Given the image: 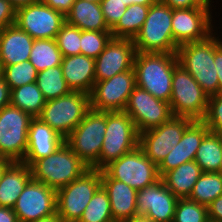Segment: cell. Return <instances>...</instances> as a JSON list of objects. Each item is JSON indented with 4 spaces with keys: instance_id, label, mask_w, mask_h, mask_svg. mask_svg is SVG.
Masks as SVG:
<instances>
[{
    "instance_id": "6da1fadb",
    "label": "cell",
    "mask_w": 222,
    "mask_h": 222,
    "mask_svg": "<svg viewBox=\"0 0 222 222\" xmlns=\"http://www.w3.org/2000/svg\"><path fill=\"white\" fill-rule=\"evenodd\" d=\"M178 64L176 53L136 52L133 69L136 85L159 100L170 102L172 76Z\"/></svg>"
},
{
    "instance_id": "7a4b0ae2",
    "label": "cell",
    "mask_w": 222,
    "mask_h": 222,
    "mask_svg": "<svg viewBox=\"0 0 222 222\" xmlns=\"http://www.w3.org/2000/svg\"><path fill=\"white\" fill-rule=\"evenodd\" d=\"M30 169L33 180L57 191L81 177L90 167L64 142L53 154L36 160Z\"/></svg>"
},
{
    "instance_id": "3957f363",
    "label": "cell",
    "mask_w": 222,
    "mask_h": 222,
    "mask_svg": "<svg viewBox=\"0 0 222 222\" xmlns=\"http://www.w3.org/2000/svg\"><path fill=\"white\" fill-rule=\"evenodd\" d=\"M178 64L197 81L208 97L219 93L215 57V32L206 39L177 48Z\"/></svg>"
},
{
    "instance_id": "277c9868",
    "label": "cell",
    "mask_w": 222,
    "mask_h": 222,
    "mask_svg": "<svg viewBox=\"0 0 222 222\" xmlns=\"http://www.w3.org/2000/svg\"><path fill=\"white\" fill-rule=\"evenodd\" d=\"M133 42L136 52L176 53L178 46L172 33V8L160 0L152 4Z\"/></svg>"
},
{
    "instance_id": "5b68a950",
    "label": "cell",
    "mask_w": 222,
    "mask_h": 222,
    "mask_svg": "<svg viewBox=\"0 0 222 222\" xmlns=\"http://www.w3.org/2000/svg\"><path fill=\"white\" fill-rule=\"evenodd\" d=\"M139 146V133L132 118L124 111L106 112V130L99 161L92 169L102 170L111 161Z\"/></svg>"
},
{
    "instance_id": "8992f818",
    "label": "cell",
    "mask_w": 222,
    "mask_h": 222,
    "mask_svg": "<svg viewBox=\"0 0 222 222\" xmlns=\"http://www.w3.org/2000/svg\"><path fill=\"white\" fill-rule=\"evenodd\" d=\"M90 109V95L71 91L68 95L47 100L38 118L65 139Z\"/></svg>"
},
{
    "instance_id": "52a82bcc",
    "label": "cell",
    "mask_w": 222,
    "mask_h": 222,
    "mask_svg": "<svg viewBox=\"0 0 222 222\" xmlns=\"http://www.w3.org/2000/svg\"><path fill=\"white\" fill-rule=\"evenodd\" d=\"M170 108L173 116L203 120L208 106V95L197 81L177 64L172 76Z\"/></svg>"
},
{
    "instance_id": "ba28073f",
    "label": "cell",
    "mask_w": 222,
    "mask_h": 222,
    "mask_svg": "<svg viewBox=\"0 0 222 222\" xmlns=\"http://www.w3.org/2000/svg\"><path fill=\"white\" fill-rule=\"evenodd\" d=\"M106 130V112L90 109L64 142L90 168L100 157Z\"/></svg>"
},
{
    "instance_id": "9c48e42d",
    "label": "cell",
    "mask_w": 222,
    "mask_h": 222,
    "mask_svg": "<svg viewBox=\"0 0 222 222\" xmlns=\"http://www.w3.org/2000/svg\"><path fill=\"white\" fill-rule=\"evenodd\" d=\"M101 187V170L90 168L56 191L57 214L64 222H78L92 196Z\"/></svg>"
},
{
    "instance_id": "30bf717a",
    "label": "cell",
    "mask_w": 222,
    "mask_h": 222,
    "mask_svg": "<svg viewBox=\"0 0 222 222\" xmlns=\"http://www.w3.org/2000/svg\"><path fill=\"white\" fill-rule=\"evenodd\" d=\"M33 117L10 105L0 110V155L11 162H22L27 146L28 131Z\"/></svg>"
},
{
    "instance_id": "8fae6325",
    "label": "cell",
    "mask_w": 222,
    "mask_h": 222,
    "mask_svg": "<svg viewBox=\"0 0 222 222\" xmlns=\"http://www.w3.org/2000/svg\"><path fill=\"white\" fill-rule=\"evenodd\" d=\"M103 170L113 179L138 190L157 182L161 177L158 166L138 146L133 151L111 161Z\"/></svg>"
},
{
    "instance_id": "7c38bea8",
    "label": "cell",
    "mask_w": 222,
    "mask_h": 222,
    "mask_svg": "<svg viewBox=\"0 0 222 222\" xmlns=\"http://www.w3.org/2000/svg\"><path fill=\"white\" fill-rule=\"evenodd\" d=\"M193 121L188 117L172 116L160 126L139 133V147L158 166Z\"/></svg>"
},
{
    "instance_id": "4fadbf2b",
    "label": "cell",
    "mask_w": 222,
    "mask_h": 222,
    "mask_svg": "<svg viewBox=\"0 0 222 222\" xmlns=\"http://www.w3.org/2000/svg\"><path fill=\"white\" fill-rule=\"evenodd\" d=\"M135 86L133 68L107 80L97 81L90 93V108L103 112L124 111Z\"/></svg>"
},
{
    "instance_id": "5bb4252c",
    "label": "cell",
    "mask_w": 222,
    "mask_h": 222,
    "mask_svg": "<svg viewBox=\"0 0 222 222\" xmlns=\"http://www.w3.org/2000/svg\"><path fill=\"white\" fill-rule=\"evenodd\" d=\"M65 16L42 0L16 9L15 24L33 39H55Z\"/></svg>"
},
{
    "instance_id": "9a60e30c",
    "label": "cell",
    "mask_w": 222,
    "mask_h": 222,
    "mask_svg": "<svg viewBox=\"0 0 222 222\" xmlns=\"http://www.w3.org/2000/svg\"><path fill=\"white\" fill-rule=\"evenodd\" d=\"M124 112L132 118L138 133L160 126L173 116L170 103L157 99L137 85L129 96Z\"/></svg>"
},
{
    "instance_id": "2e32d148",
    "label": "cell",
    "mask_w": 222,
    "mask_h": 222,
    "mask_svg": "<svg viewBox=\"0 0 222 222\" xmlns=\"http://www.w3.org/2000/svg\"><path fill=\"white\" fill-rule=\"evenodd\" d=\"M212 7L172 9V33L177 46L206 39L214 32Z\"/></svg>"
},
{
    "instance_id": "e0dca14e",
    "label": "cell",
    "mask_w": 222,
    "mask_h": 222,
    "mask_svg": "<svg viewBox=\"0 0 222 222\" xmlns=\"http://www.w3.org/2000/svg\"><path fill=\"white\" fill-rule=\"evenodd\" d=\"M13 211L18 222H32L57 212L56 190L31 179L24 187Z\"/></svg>"
},
{
    "instance_id": "ac0fdd59",
    "label": "cell",
    "mask_w": 222,
    "mask_h": 222,
    "mask_svg": "<svg viewBox=\"0 0 222 222\" xmlns=\"http://www.w3.org/2000/svg\"><path fill=\"white\" fill-rule=\"evenodd\" d=\"M178 200L160 178L137 191V212L153 222H172Z\"/></svg>"
},
{
    "instance_id": "d6986e66",
    "label": "cell",
    "mask_w": 222,
    "mask_h": 222,
    "mask_svg": "<svg viewBox=\"0 0 222 222\" xmlns=\"http://www.w3.org/2000/svg\"><path fill=\"white\" fill-rule=\"evenodd\" d=\"M136 54L132 39L111 38L95 59V82L107 80L118 73L131 70Z\"/></svg>"
},
{
    "instance_id": "ffe728a7",
    "label": "cell",
    "mask_w": 222,
    "mask_h": 222,
    "mask_svg": "<svg viewBox=\"0 0 222 222\" xmlns=\"http://www.w3.org/2000/svg\"><path fill=\"white\" fill-rule=\"evenodd\" d=\"M209 131V128L202 120H194L185 129L178 144L158 165L159 176L162 177L166 172L179 167L183 163L193 161L201 141Z\"/></svg>"
},
{
    "instance_id": "44dd1931",
    "label": "cell",
    "mask_w": 222,
    "mask_h": 222,
    "mask_svg": "<svg viewBox=\"0 0 222 222\" xmlns=\"http://www.w3.org/2000/svg\"><path fill=\"white\" fill-rule=\"evenodd\" d=\"M101 186L109 197L114 222H122L138 216L136 189L111 178L103 169L101 170Z\"/></svg>"
},
{
    "instance_id": "7402d4cb",
    "label": "cell",
    "mask_w": 222,
    "mask_h": 222,
    "mask_svg": "<svg viewBox=\"0 0 222 222\" xmlns=\"http://www.w3.org/2000/svg\"><path fill=\"white\" fill-rule=\"evenodd\" d=\"M64 143V138L38 117L30 122L28 146L23 163L29 167L40 158L53 154Z\"/></svg>"
},
{
    "instance_id": "603a6c76",
    "label": "cell",
    "mask_w": 222,
    "mask_h": 222,
    "mask_svg": "<svg viewBox=\"0 0 222 222\" xmlns=\"http://www.w3.org/2000/svg\"><path fill=\"white\" fill-rule=\"evenodd\" d=\"M34 39L16 24L0 29V63L2 66L29 60Z\"/></svg>"
},
{
    "instance_id": "cb8c5ba5",
    "label": "cell",
    "mask_w": 222,
    "mask_h": 222,
    "mask_svg": "<svg viewBox=\"0 0 222 222\" xmlns=\"http://www.w3.org/2000/svg\"><path fill=\"white\" fill-rule=\"evenodd\" d=\"M61 67L67 86L73 92L90 95L95 84V59L83 54L63 57Z\"/></svg>"
},
{
    "instance_id": "d4e9b609",
    "label": "cell",
    "mask_w": 222,
    "mask_h": 222,
    "mask_svg": "<svg viewBox=\"0 0 222 222\" xmlns=\"http://www.w3.org/2000/svg\"><path fill=\"white\" fill-rule=\"evenodd\" d=\"M31 179V169L27 164L11 162L5 168L0 179V206L13 208Z\"/></svg>"
},
{
    "instance_id": "484cf974",
    "label": "cell",
    "mask_w": 222,
    "mask_h": 222,
    "mask_svg": "<svg viewBox=\"0 0 222 222\" xmlns=\"http://www.w3.org/2000/svg\"><path fill=\"white\" fill-rule=\"evenodd\" d=\"M66 22L87 31H111L105 22L100 3L87 0H75Z\"/></svg>"
},
{
    "instance_id": "4316f807",
    "label": "cell",
    "mask_w": 222,
    "mask_h": 222,
    "mask_svg": "<svg viewBox=\"0 0 222 222\" xmlns=\"http://www.w3.org/2000/svg\"><path fill=\"white\" fill-rule=\"evenodd\" d=\"M201 174V168L193 160L169 170L161 178L177 198H188Z\"/></svg>"
},
{
    "instance_id": "83f0119b",
    "label": "cell",
    "mask_w": 222,
    "mask_h": 222,
    "mask_svg": "<svg viewBox=\"0 0 222 222\" xmlns=\"http://www.w3.org/2000/svg\"><path fill=\"white\" fill-rule=\"evenodd\" d=\"M194 161L199 165L202 172H221V135L209 131L201 141Z\"/></svg>"
},
{
    "instance_id": "f1b7e54d",
    "label": "cell",
    "mask_w": 222,
    "mask_h": 222,
    "mask_svg": "<svg viewBox=\"0 0 222 222\" xmlns=\"http://www.w3.org/2000/svg\"><path fill=\"white\" fill-rule=\"evenodd\" d=\"M151 5L132 4L111 29L113 38L132 39L140 32Z\"/></svg>"
},
{
    "instance_id": "f546056e",
    "label": "cell",
    "mask_w": 222,
    "mask_h": 222,
    "mask_svg": "<svg viewBox=\"0 0 222 222\" xmlns=\"http://www.w3.org/2000/svg\"><path fill=\"white\" fill-rule=\"evenodd\" d=\"M45 103L46 99L36 82L11 90L10 104L30 114L33 118L41 114Z\"/></svg>"
},
{
    "instance_id": "4dcf8cb0",
    "label": "cell",
    "mask_w": 222,
    "mask_h": 222,
    "mask_svg": "<svg viewBox=\"0 0 222 222\" xmlns=\"http://www.w3.org/2000/svg\"><path fill=\"white\" fill-rule=\"evenodd\" d=\"M63 55L55 39H34L29 62L37 72L61 66Z\"/></svg>"
},
{
    "instance_id": "1f68e13d",
    "label": "cell",
    "mask_w": 222,
    "mask_h": 222,
    "mask_svg": "<svg viewBox=\"0 0 222 222\" xmlns=\"http://www.w3.org/2000/svg\"><path fill=\"white\" fill-rule=\"evenodd\" d=\"M222 195V172H202L188 199L208 206Z\"/></svg>"
},
{
    "instance_id": "d6a6232c",
    "label": "cell",
    "mask_w": 222,
    "mask_h": 222,
    "mask_svg": "<svg viewBox=\"0 0 222 222\" xmlns=\"http://www.w3.org/2000/svg\"><path fill=\"white\" fill-rule=\"evenodd\" d=\"M36 83L46 101L68 95L71 92L63 77L61 66L38 72Z\"/></svg>"
},
{
    "instance_id": "836d02e7",
    "label": "cell",
    "mask_w": 222,
    "mask_h": 222,
    "mask_svg": "<svg viewBox=\"0 0 222 222\" xmlns=\"http://www.w3.org/2000/svg\"><path fill=\"white\" fill-rule=\"evenodd\" d=\"M78 222H114L110 200L102 186L92 196Z\"/></svg>"
},
{
    "instance_id": "e575fe53",
    "label": "cell",
    "mask_w": 222,
    "mask_h": 222,
    "mask_svg": "<svg viewBox=\"0 0 222 222\" xmlns=\"http://www.w3.org/2000/svg\"><path fill=\"white\" fill-rule=\"evenodd\" d=\"M37 70L29 62L17 63L8 66H2V78L8 84L10 89L36 82Z\"/></svg>"
},
{
    "instance_id": "d590c367",
    "label": "cell",
    "mask_w": 222,
    "mask_h": 222,
    "mask_svg": "<svg viewBox=\"0 0 222 222\" xmlns=\"http://www.w3.org/2000/svg\"><path fill=\"white\" fill-rule=\"evenodd\" d=\"M172 222H209L208 206L179 198Z\"/></svg>"
},
{
    "instance_id": "8d00e7d4",
    "label": "cell",
    "mask_w": 222,
    "mask_h": 222,
    "mask_svg": "<svg viewBox=\"0 0 222 222\" xmlns=\"http://www.w3.org/2000/svg\"><path fill=\"white\" fill-rule=\"evenodd\" d=\"M81 30L65 22L58 34L56 43L63 57L81 54Z\"/></svg>"
},
{
    "instance_id": "74e56055",
    "label": "cell",
    "mask_w": 222,
    "mask_h": 222,
    "mask_svg": "<svg viewBox=\"0 0 222 222\" xmlns=\"http://www.w3.org/2000/svg\"><path fill=\"white\" fill-rule=\"evenodd\" d=\"M111 38V31L81 30V54L96 59Z\"/></svg>"
},
{
    "instance_id": "f35d334b",
    "label": "cell",
    "mask_w": 222,
    "mask_h": 222,
    "mask_svg": "<svg viewBox=\"0 0 222 222\" xmlns=\"http://www.w3.org/2000/svg\"><path fill=\"white\" fill-rule=\"evenodd\" d=\"M202 121L211 132L222 135V93L209 97L206 115Z\"/></svg>"
},
{
    "instance_id": "ab89813d",
    "label": "cell",
    "mask_w": 222,
    "mask_h": 222,
    "mask_svg": "<svg viewBox=\"0 0 222 222\" xmlns=\"http://www.w3.org/2000/svg\"><path fill=\"white\" fill-rule=\"evenodd\" d=\"M106 24L112 29L127 9L122 0H102L100 2Z\"/></svg>"
},
{
    "instance_id": "60d3db41",
    "label": "cell",
    "mask_w": 222,
    "mask_h": 222,
    "mask_svg": "<svg viewBox=\"0 0 222 222\" xmlns=\"http://www.w3.org/2000/svg\"><path fill=\"white\" fill-rule=\"evenodd\" d=\"M16 9L9 0H0V29L15 24Z\"/></svg>"
},
{
    "instance_id": "b9f144b4",
    "label": "cell",
    "mask_w": 222,
    "mask_h": 222,
    "mask_svg": "<svg viewBox=\"0 0 222 222\" xmlns=\"http://www.w3.org/2000/svg\"><path fill=\"white\" fill-rule=\"evenodd\" d=\"M215 32V57L214 63L217 69V77L219 83V93H222V38L216 36ZM220 37V38H219Z\"/></svg>"
},
{
    "instance_id": "7bdbcfd3",
    "label": "cell",
    "mask_w": 222,
    "mask_h": 222,
    "mask_svg": "<svg viewBox=\"0 0 222 222\" xmlns=\"http://www.w3.org/2000/svg\"><path fill=\"white\" fill-rule=\"evenodd\" d=\"M172 9L193 8V7H210L205 5L201 0H160Z\"/></svg>"
},
{
    "instance_id": "ee69618b",
    "label": "cell",
    "mask_w": 222,
    "mask_h": 222,
    "mask_svg": "<svg viewBox=\"0 0 222 222\" xmlns=\"http://www.w3.org/2000/svg\"><path fill=\"white\" fill-rule=\"evenodd\" d=\"M209 222H222V195L208 205Z\"/></svg>"
},
{
    "instance_id": "f6af8a7d",
    "label": "cell",
    "mask_w": 222,
    "mask_h": 222,
    "mask_svg": "<svg viewBox=\"0 0 222 222\" xmlns=\"http://www.w3.org/2000/svg\"><path fill=\"white\" fill-rule=\"evenodd\" d=\"M47 6L51 7L66 16L75 0H42Z\"/></svg>"
},
{
    "instance_id": "bcb514c9",
    "label": "cell",
    "mask_w": 222,
    "mask_h": 222,
    "mask_svg": "<svg viewBox=\"0 0 222 222\" xmlns=\"http://www.w3.org/2000/svg\"><path fill=\"white\" fill-rule=\"evenodd\" d=\"M11 89L8 84L0 78V110L7 105H10Z\"/></svg>"
},
{
    "instance_id": "7dc6e473",
    "label": "cell",
    "mask_w": 222,
    "mask_h": 222,
    "mask_svg": "<svg viewBox=\"0 0 222 222\" xmlns=\"http://www.w3.org/2000/svg\"><path fill=\"white\" fill-rule=\"evenodd\" d=\"M0 222H18L13 208L0 206Z\"/></svg>"
},
{
    "instance_id": "c3c4849f",
    "label": "cell",
    "mask_w": 222,
    "mask_h": 222,
    "mask_svg": "<svg viewBox=\"0 0 222 222\" xmlns=\"http://www.w3.org/2000/svg\"><path fill=\"white\" fill-rule=\"evenodd\" d=\"M32 222H64V220L56 212L50 216L40 218Z\"/></svg>"
},
{
    "instance_id": "681fc988",
    "label": "cell",
    "mask_w": 222,
    "mask_h": 222,
    "mask_svg": "<svg viewBox=\"0 0 222 222\" xmlns=\"http://www.w3.org/2000/svg\"><path fill=\"white\" fill-rule=\"evenodd\" d=\"M9 1L15 9H18L20 7L29 5L31 3L38 2L40 0H9Z\"/></svg>"
},
{
    "instance_id": "f907efd6",
    "label": "cell",
    "mask_w": 222,
    "mask_h": 222,
    "mask_svg": "<svg viewBox=\"0 0 222 222\" xmlns=\"http://www.w3.org/2000/svg\"><path fill=\"white\" fill-rule=\"evenodd\" d=\"M124 4L128 7L132 4H141V5H152L157 0H122Z\"/></svg>"
},
{
    "instance_id": "816d5d0a",
    "label": "cell",
    "mask_w": 222,
    "mask_h": 222,
    "mask_svg": "<svg viewBox=\"0 0 222 222\" xmlns=\"http://www.w3.org/2000/svg\"><path fill=\"white\" fill-rule=\"evenodd\" d=\"M122 222H153V221L150 220L149 218H146L145 216L138 215V216L132 217L131 219L124 220Z\"/></svg>"
},
{
    "instance_id": "f5cc1de1",
    "label": "cell",
    "mask_w": 222,
    "mask_h": 222,
    "mask_svg": "<svg viewBox=\"0 0 222 222\" xmlns=\"http://www.w3.org/2000/svg\"><path fill=\"white\" fill-rule=\"evenodd\" d=\"M11 163V161L7 160V159H2L0 161V179H1V176L5 170V168Z\"/></svg>"
},
{
    "instance_id": "db71d44e",
    "label": "cell",
    "mask_w": 222,
    "mask_h": 222,
    "mask_svg": "<svg viewBox=\"0 0 222 222\" xmlns=\"http://www.w3.org/2000/svg\"><path fill=\"white\" fill-rule=\"evenodd\" d=\"M201 1L207 6H211V4H212V3H210V2H212L211 0H201Z\"/></svg>"
},
{
    "instance_id": "11a10c76",
    "label": "cell",
    "mask_w": 222,
    "mask_h": 222,
    "mask_svg": "<svg viewBox=\"0 0 222 222\" xmlns=\"http://www.w3.org/2000/svg\"><path fill=\"white\" fill-rule=\"evenodd\" d=\"M89 2H93V3H100L102 0H87Z\"/></svg>"
},
{
    "instance_id": "9f6ffc18",
    "label": "cell",
    "mask_w": 222,
    "mask_h": 222,
    "mask_svg": "<svg viewBox=\"0 0 222 222\" xmlns=\"http://www.w3.org/2000/svg\"><path fill=\"white\" fill-rule=\"evenodd\" d=\"M0 78H2V65L0 63Z\"/></svg>"
}]
</instances>
